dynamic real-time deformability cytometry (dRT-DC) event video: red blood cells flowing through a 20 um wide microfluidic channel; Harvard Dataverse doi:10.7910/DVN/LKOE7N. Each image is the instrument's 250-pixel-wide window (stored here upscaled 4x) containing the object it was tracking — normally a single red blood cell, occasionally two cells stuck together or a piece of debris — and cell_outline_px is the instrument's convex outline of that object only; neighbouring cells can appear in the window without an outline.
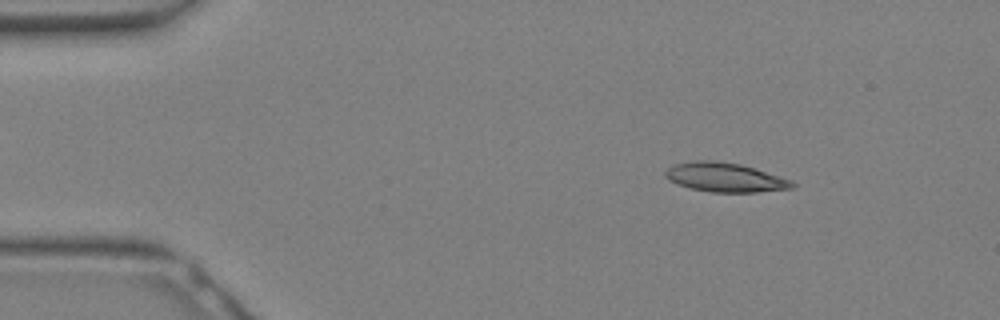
{"species": "Egyptian fruit bat (a non-hibernating species)", "species_latin": "Rousettus aegyptiacus", "temperature_condition": "warm", "stored_images_in_passage": 11, "camera_frame_rate_fps": 3000, "um_per_image_px": 0.085, "animal": {"sex": "female"}, "frame": {"image": 1, "passage_image": 4, "time_ms": 1.0, "image_size_px": [1000, 320], "cell_outline_px": [[796, 184], [792, 188], [756, 192], [712, 192], [692, 188], [676, 184], [668, 180], [664, 176], [664, 172], [672, 164], [692, 160], [716, 160], [740, 164], [792, 180]], "centroid_in_image_um": [61.57, 15.06], "position_along_channel_um": 23.4, "area_um2": 21.62}}
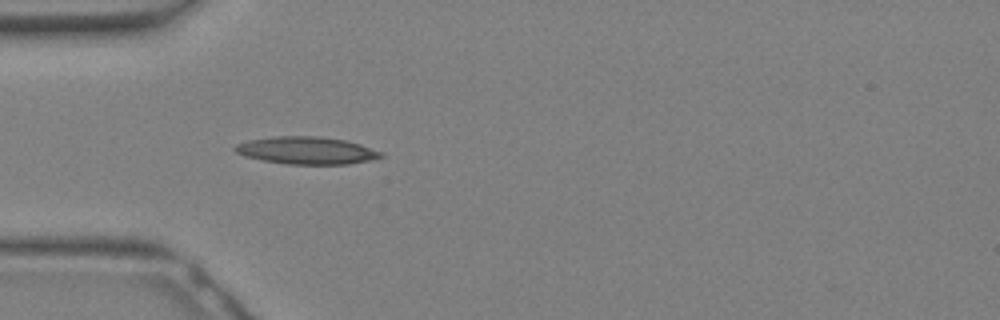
{"frame": {"image": 2, "passage_image": 9, "time_ms": 2.667, "image_size_px": [1000, 320], "cell_outline_px": [[384, 156], [372, 160], [348, 164], [288, 164], [264, 160], [244, 156], [236, 152], [232, 148], [236, 144], [248, 140], [276, 136], [320, 136], [344, 140], [360, 144], [384, 152]], "centroid_in_image_um": [26.08, 12.79], "position_along_channel_um": 58.9, "area_um2": 23.35}}
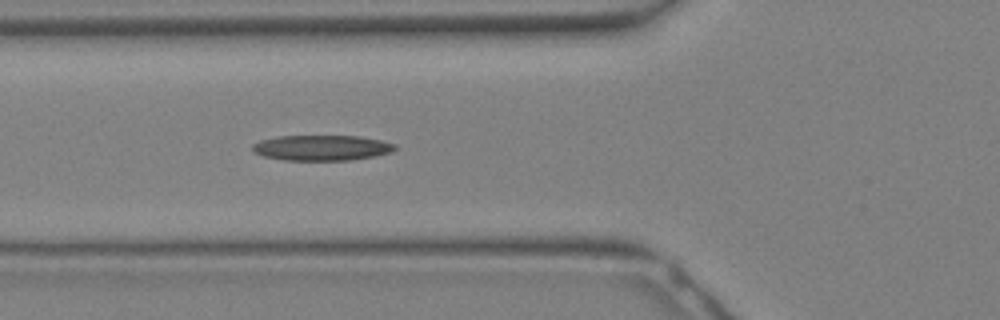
{"frame": {"image": 3, "passage_image": 11, "time_ms": 3.333, "image_size_px": [1000, 320], "cell_outline_px": [[400, 148], [392, 152], [376, 156], [352, 160], [284, 160], [264, 156], [252, 152], [252, 144], [260, 140], [276, 136], [360, 136], [380, 140], [396, 144]], "centroid_in_image_um": [27.38, 12.56], "position_along_channel_um": 98.4, "area_um2": 21.39}}